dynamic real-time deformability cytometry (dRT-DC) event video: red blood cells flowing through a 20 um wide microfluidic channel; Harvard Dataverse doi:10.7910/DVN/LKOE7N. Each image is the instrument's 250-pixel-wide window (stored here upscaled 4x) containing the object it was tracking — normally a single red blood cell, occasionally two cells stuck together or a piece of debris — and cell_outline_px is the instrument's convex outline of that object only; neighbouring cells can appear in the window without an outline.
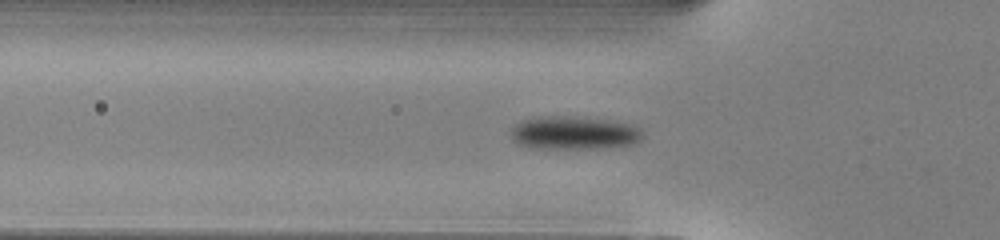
{"species": "common noctule bat (a hibernating species)", "species_latin": "Nyctalus noctula", "temperature_condition": "warm", "stored_images_in_passage": 38, "camera_frame_rate_fps": 3000, "um_per_image_px": 0.085, "animal": {"sex": "male", "body_mass_g": 13.0, "forearm_length_mm": 53.1}, "frame": {"image": 1, "passage_image": 3, "time_ms": 0.667, "image_size_px": [1000, 240], "cell_outline_px": [[644, 136], [636, 144], [604, 148], [528, 148], [516, 144], [512, 140], [512, 128], [516, 124], [524, 120], [536, 116], [564, 116], [604, 120], [628, 124], [640, 128], [644, 132]], "centroid_in_image_um": [48.78, 11.31], "position_along_channel_um": 77.0, "area_um2": 25.55}}
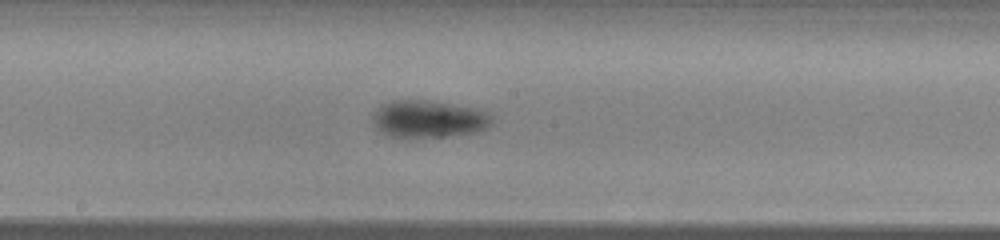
{"frame": {"image": 2, "passage_image": 13, "time_ms": 4.0, "image_size_px": [1000, 240], "cell_outline_px": [[492, 124], [480, 132], [448, 136], [388, 136], [376, 128], [372, 120], [372, 116], [376, 108], [380, 104], [392, 100], [428, 100], [452, 104], [472, 108], [484, 112], [492, 116]], "centroid_in_image_um": [36.4, 10.1], "position_along_channel_um": 211.8, "area_um2": 25.78}}
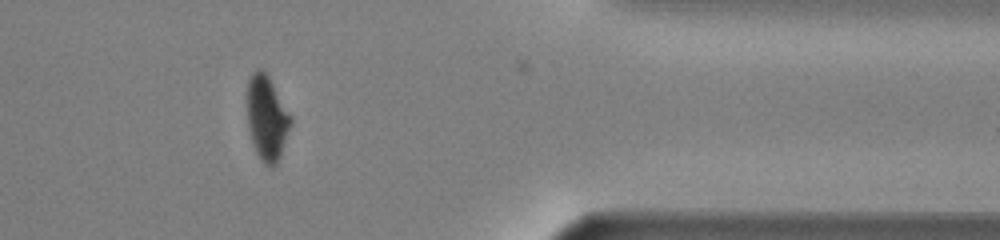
{"frame": {"image": 3, "passage_image": 28, "time_ms": 9.0, "image_size_px": [1000, 240], "cell_outline_px": [[292, 124], [280, 156], [276, 164], [272, 168], [264, 164], [260, 160], [256, 152], [248, 128], [248, 80], [252, 72], [260, 68], [268, 76], [292, 116]], "centroid_in_image_um": [22.7, 10.06], "position_along_channel_um": 388.7, "area_um2": 21.39}, "authors_computed_cell_mechanics": {"area_um2": 24.7384, "velocity_mm_per_s": 4.035, "shape_relaxation_time_tau1_ms": 2.361, "shape_relaxation_time_tau2_ms": null, "deformation_change_tau1": 0.0989, "deformation_change_tau2": null}}